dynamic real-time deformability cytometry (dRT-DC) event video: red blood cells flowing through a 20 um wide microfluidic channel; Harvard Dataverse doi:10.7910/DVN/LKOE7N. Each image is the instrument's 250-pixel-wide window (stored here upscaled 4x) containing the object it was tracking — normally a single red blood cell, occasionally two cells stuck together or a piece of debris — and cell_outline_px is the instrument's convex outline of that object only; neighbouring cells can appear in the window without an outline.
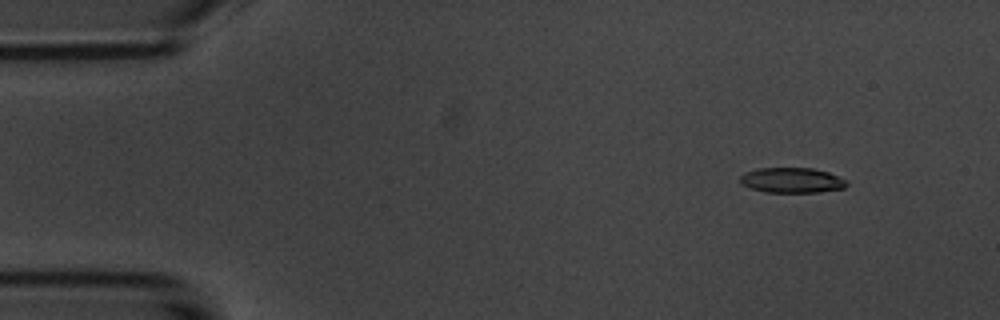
{"species": "common noctule bat (a hibernating species)", "species_latin": "Nyctalus noctula", "temperature_condition": "room temperature", "stored_images_in_passage": 5, "camera_frame_rate_fps": 3000, "um_per_image_px": 0.085, "animal": {"sex": "male", "body_mass_g": 20.1, "forearm_length_mm": 53.5}, "frame": {"image": 1, "passage_image": 2, "time_ms": 1.0, "image_size_px": [1000, 320], "cell_outline_px": [[848, 184], [844, 188], [820, 192], [764, 192], [740, 184], [740, 176], [744, 172], [756, 168], [812, 168], [828, 172], [848, 180]], "centroid_in_image_um": [67.31, 15.32], "position_along_channel_um": 17.7, "area_um2": 15.78}}
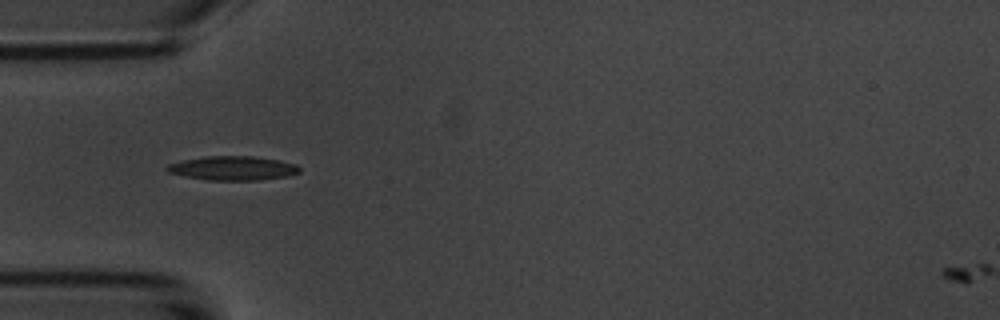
{"frame": {"image": 2, "passage_image": 5, "time_ms": 4.667, "image_size_px": [1000, 320], "cell_outline_px": [[300, 172], [288, 176], [260, 180], [208, 180], [184, 176], [168, 172], [164, 168], [168, 164], [184, 160], [204, 156], [252, 156], [276, 160], [296, 164], [300, 168]], "centroid_in_image_um": [19.78, 14.3], "position_along_channel_um": 65.2, "area_um2": 18.55}}